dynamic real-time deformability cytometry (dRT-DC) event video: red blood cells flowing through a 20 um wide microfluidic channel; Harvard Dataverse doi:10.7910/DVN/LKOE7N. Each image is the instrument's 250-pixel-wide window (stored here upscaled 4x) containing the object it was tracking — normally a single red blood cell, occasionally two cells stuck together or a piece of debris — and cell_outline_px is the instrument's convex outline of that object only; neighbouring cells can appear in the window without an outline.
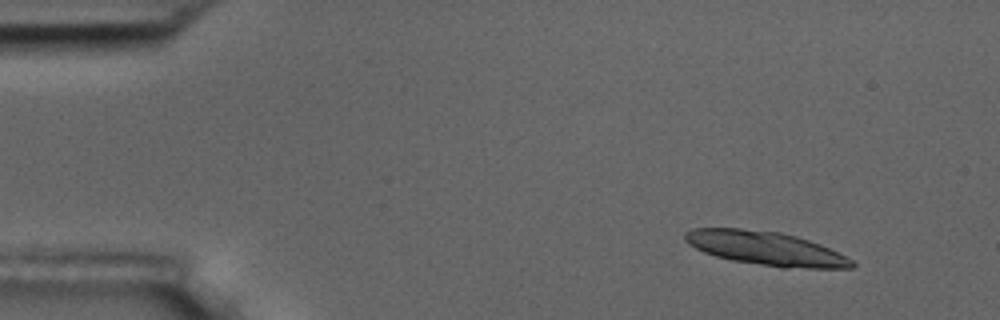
{"species": "common noctule bat (a hibernating species)", "species_latin": "Nyctalus noctula", "temperature_condition": "room temperature", "stored_images_in_passage": 4, "camera_frame_rate_fps": 3000, "um_per_image_px": 0.085, "animal": {"sex": "male", "body_mass_g": 17.5, "forearm_length_mm": 52.3}, "frame": {"image": 1, "passage_image": 1, "time_ms": 0.0, "image_size_px": [1000, 320], "cell_outline_px": [[856, 264], [852, 268], [780, 268], [732, 260], [716, 256], [704, 252], [688, 244], [684, 240], [684, 232], [692, 228], [740, 228], [780, 232], [796, 236], [820, 244], [852, 260]], "centroid_in_image_um": [65.05, 21.11], "position_along_channel_um": 19.9, "area_um2": 32.83}}